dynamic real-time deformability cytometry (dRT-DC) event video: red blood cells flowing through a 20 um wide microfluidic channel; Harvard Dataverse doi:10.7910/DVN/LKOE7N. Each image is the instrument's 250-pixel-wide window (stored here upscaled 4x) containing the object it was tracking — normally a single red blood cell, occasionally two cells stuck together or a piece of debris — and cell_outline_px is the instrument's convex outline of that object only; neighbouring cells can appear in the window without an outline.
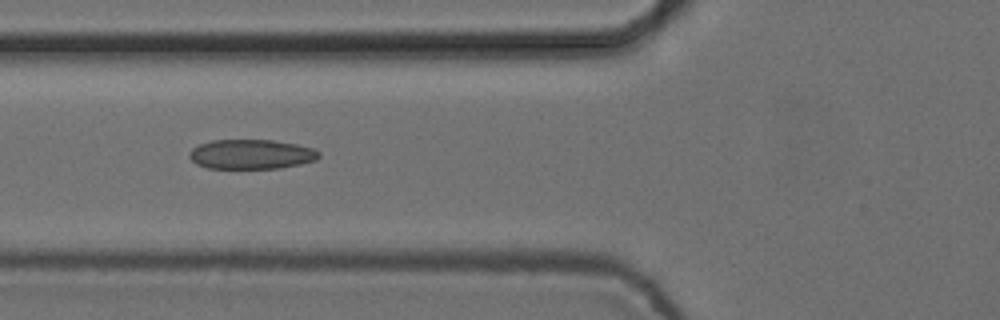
{"species": "common noctule bat (a hibernating species)", "species_latin": "Nyctalus noctula", "temperature_condition": "cold", "stored_images_in_passage": 5, "camera_frame_rate_fps": 3000, "um_per_image_px": 0.085, "animal": {"sex": "female", "body_mass_g": 24.6, "forearm_length_mm": 56.2}, "frame": {"image": 1, "passage_image": 4, "time_ms": 1.0, "image_size_px": [1000, 320], "cell_outline_px": [[320, 156], [316, 160], [300, 164], [280, 168], [208, 168], [196, 164], [188, 156], [188, 152], [192, 148], [200, 144], [212, 140], [272, 140], [296, 144], [312, 148], [320, 152]], "centroid_in_image_um": [21.34, 13.11], "position_along_channel_um": 104.5, "area_um2": 22.37}}
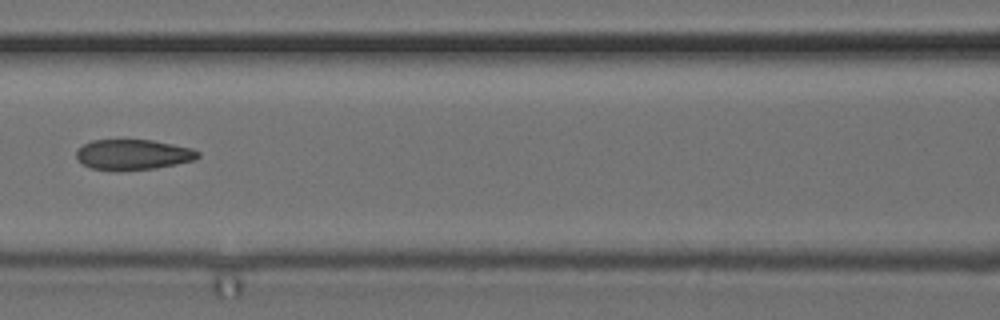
{"frame": {"image": 2, "passage_image": 5, "time_ms": 1.333, "image_size_px": [1000, 320], "cell_outline_px": [[200, 156], [196, 160], [156, 168], [116, 172], [92, 168], [84, 164], [76, 156], [76, 152], [84, 144], [92, 140], [152, 140], [192, 148], [200, 152]], "centroid_in_image_um": [11.34, 13.16], "position_along_channel_um": 155.3, "area_um2": 21.68}}